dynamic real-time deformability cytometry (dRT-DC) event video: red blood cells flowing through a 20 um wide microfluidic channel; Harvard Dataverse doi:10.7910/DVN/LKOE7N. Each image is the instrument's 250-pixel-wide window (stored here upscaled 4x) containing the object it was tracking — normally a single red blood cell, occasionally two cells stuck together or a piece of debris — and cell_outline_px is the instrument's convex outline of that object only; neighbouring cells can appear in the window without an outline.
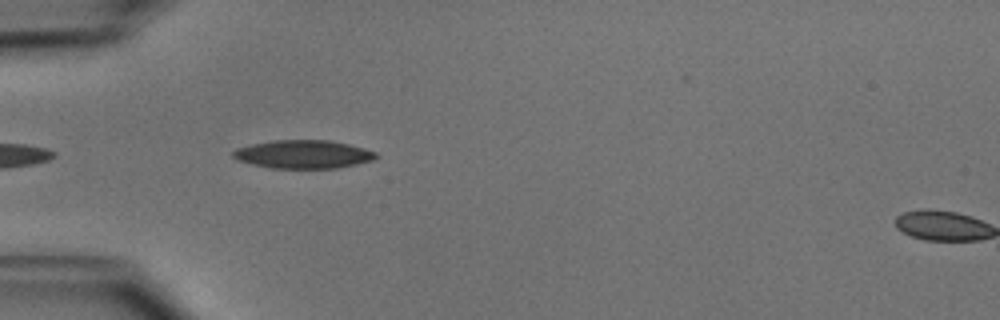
{"species": "common noctule bat (a hibernating species)", "species_latin": "Nyctalus noctula", "temperature_condition": "cold", "stored_images_in_passage": 3, "camera_frame_rate_fps": 3000, "um_per_image_px": 0.085, "animal": {"sex": "male", "body_mass_g": 15.6}, "frame": {"image": 1, "passage_image": 2, "time_ms": 0.333, "image_size_px": [1000, 320], "cell_outline_px": [[380, 156], [372, 160], [356, 164], [336, 168], [272, 168], [252, 164], [240, 160], [232, 156], [232, 152], [236, 148], [252, 144], [272, 140], [328, 140], [348, 144], [364, 148], [376, 152]], "centroid_in_image_um": [25.79, 13.11], "position_along_channel_um": 59.2, "area_um2": 23.47}}